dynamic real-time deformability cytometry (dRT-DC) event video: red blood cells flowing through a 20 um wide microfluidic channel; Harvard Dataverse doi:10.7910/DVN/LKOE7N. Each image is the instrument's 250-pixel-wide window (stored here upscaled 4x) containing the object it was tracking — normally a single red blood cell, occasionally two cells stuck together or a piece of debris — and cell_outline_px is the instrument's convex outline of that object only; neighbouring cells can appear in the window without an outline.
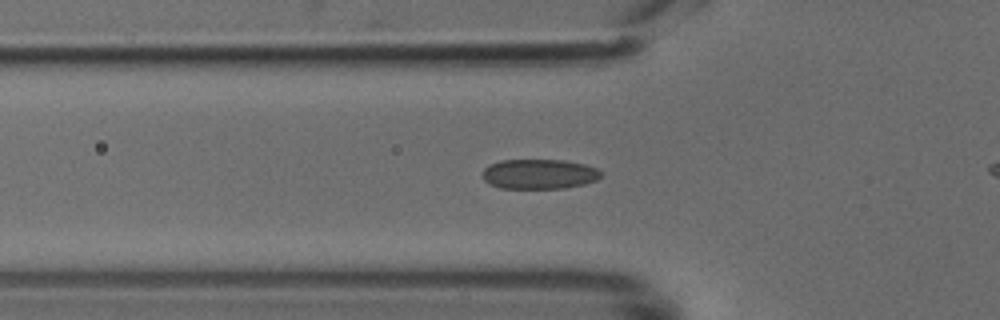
{"species": "common noctule bat (a hibernating species)", "species_latin": "Nyctalus noctula", "temperature_condition": "cold", "stored_images_in_passage": 43, "camera_frame_rate_fps": 3000, "um_per_image_px": 0.085, "animal": {"sex": "male", "body_mass_g": 18.8}, "frame": {"image": 1, "passage_image": 17, "time_ms": 5.333, "image_size_px": [1000, 320], "cell_outline_px": [[604, 172], [596, 180], [584, 184], [564, 188], [500, 188], [488, 184], [484, 180], [484, 168], [500, 160], [564, 160], [584, 164], [596, 168]], "centroid_in_image_um": [45.85, 14.79], "position_along_channel_um": 80.0, "area_um2": 20.58}}
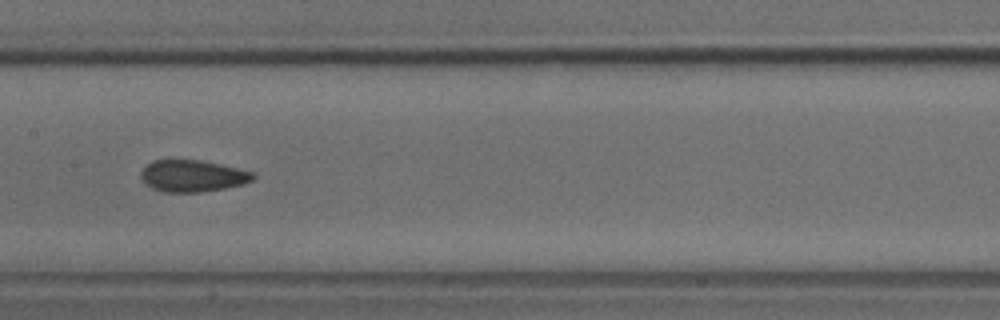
{"frame": {"image": 2, "passage_image": 25, "time_ms": 8.0, "image_size_px": [1000, 320], "cell_outline_px": [[256, 176], [252, 180], [240, 184], [224, 188], [200, 192], [164, 192], [152, 188], [144, 184], [140, 176], [140, 172], [152, 160], [200, 160], [256, 172]], "centroid_in_image_um": [16.34, 14.95], "position_along_channel_um": 191.1, "area_um2": 20.69}}
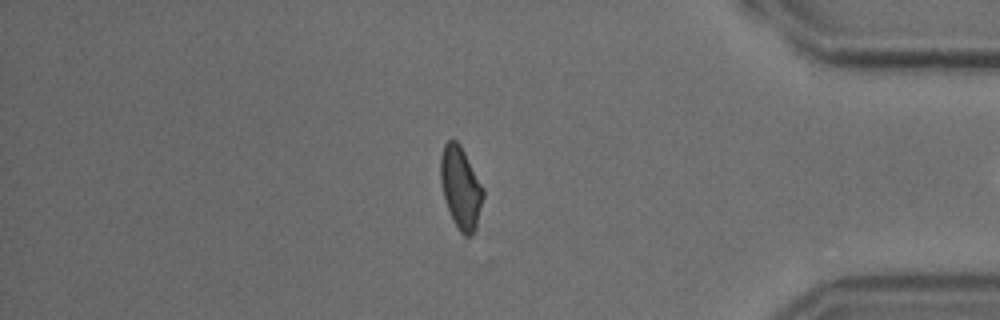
{"frame": {"image": 3, "passage_image": 42, "time_ms": 13.667, "image_size_px": [1000, 320], "cell_outline_px": [[484, 196], [476, 228], [472, 236], [464, 236], [460, 232], [444, 200], [440, 180], [440, 156], [444, 144], [448, 140], [456, 140], [460, 144], [484, 188]], "centroid_in_image_um": [39.16, 15.94], "position_along_channel_um": 396.0, "area_um2": 20.4}}